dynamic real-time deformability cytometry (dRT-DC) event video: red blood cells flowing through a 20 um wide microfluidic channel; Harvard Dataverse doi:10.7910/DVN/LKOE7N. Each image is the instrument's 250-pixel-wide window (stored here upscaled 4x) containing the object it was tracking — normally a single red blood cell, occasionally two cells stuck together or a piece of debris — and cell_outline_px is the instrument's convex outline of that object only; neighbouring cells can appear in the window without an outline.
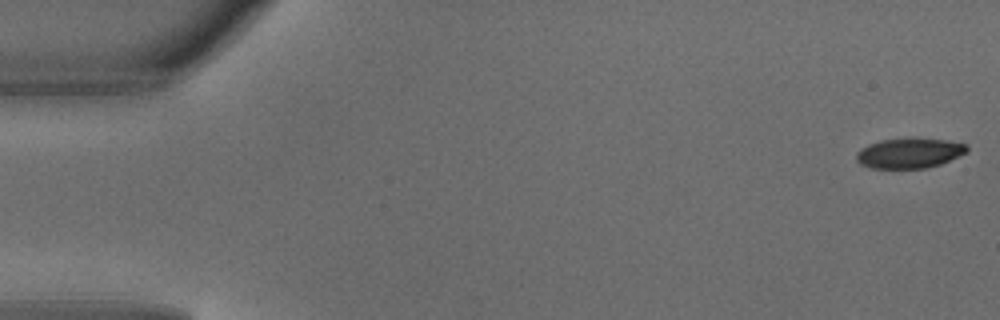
{"species": "common noctule bat (a hibernating species)", "species_latin": "Nyctalus noctula", "temperature_condition": "warm", "stored_images_in_passage": 4, "camera_frame_rate_fps": 3000, "um_per_image_px": 0.085, "animal": {"sex": "male", "body_mass_g": 18.8}, "frame": {"image": 1, "passage_image": 1, "time_ms": 0.0, "image_size_px": [1000, 320], "cell_outline_px": [[968, 152], [940, 164], [924, 168], [872, 168], [860, 164], [856, 160], [856, 152], [860, 148], [868, 144], [880, 140], [908, 136], [916, 136], [948, 140], [968, 144]], "centroid_in_image_um": [77.3, 12.97], "position_along_channel_um": 7.7, "area_um2": 20.06}}